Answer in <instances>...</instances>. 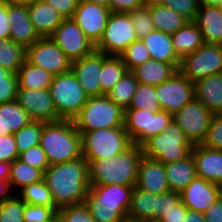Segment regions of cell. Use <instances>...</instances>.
Listing matches in <instances>:
<instances>
[{
    "label": "cell",
    "instance_id": "ac0fdd59",
    "mask_svg": "<svg viewBox=\"0 0 222 222\" xmlns=\"http://www.w3.org/2000/svg\"><path fill=\"white\" fill-rule=\"evenodd\" d=\"M107 57L103 52L94 50L89 55L72 61L71 71L88 97L105 95L101 91L99 75L102 69V62Z\"/></svg>",
    "mask_w": 222,
    "mask_h": 222
},
{
    "label": "cell",
    "instance_id": "f35d334b",
    "mask_svg": "<svg viewBox=\"0 0 222 222\" xmlns=\"http://www.w3.org/2000/svg\"><path fill=\"white\" fill-rule=\"evenodd\" d=\"M128 109H147L151 113L160 112L162 109L154 86L139 83Z\"/></svg>",
    "mask_w": 222,
    "mask_h": 222
},
{
    "label": "cell",
    "instance_id": "ee69618b",
    "mask_svg": "<svg viewBox=\"0 0 222 222\" xmlns=\"http://www.w3.org/2000/svg\"><path fill=\"white\" fill-rule=\"evenodd\" d=\"M18 76L0 67V104L16 100Z\"/></svg>",
    "mask_w": 222,
    "mask_h": 222
},
{
    "label": "cell",
    "instance_id": "7c38bea8",
    "mask_svg": "<svg viewBox=\"0 0 222 222\" xmlns=\"http://www.w3.org/2000/svg\"><path fill=\"white\" fill-rule=\"evenodd\" d=\"M25 59L53 76L71 70V60L51 37L39 38L31 46L26 48Z\"/></svg>",
    "mask_w": 222,
    "mask_h": 222
},
{
    "label": "cell",
    "instance_id": "6125c7cd",
    "mask_svg": "<svg viewBox=\"0 0 222 222\" xmlns=\"http://www.w3.org/2000/svg\"><path fill=\"white\" fill-rule=\"evenodd\" d=\"M163 0H141L144 7L162 4Z\"/></svg>",
    "mask_w": 222,
    "mask_h": 222
},
{
    "label": "cell",
    "instance_id": "3957f363",
    "mask_svg": "<svg viewBox=\"0 0 222 222\" xmlns=\"http://www.w3.org/2000/svg\"><path fill=\"white\" fill-rule=\"evenodd\" d=\"M40 146L50 165L82 157L81 135L73 120L44 122Z\"/></svg>",
    "mask_w": 222,
    "mask_h": 222
},
{
    "label": "cell",
    "instance_id": "a7ac6f4b",
    "mask_svg": "<svg viewBox=\"0 0 222 222\" xmlns=\"http://www.w3.org/2000/svg\"><path fill=\"white\" fill-rule=\"evenodd\" d=\"M47 222H59L58 214H56L52 219Z\"/></svg>",
    "mask_w": 222,
    "mask_h": 222
},
{
    "label": "cell",
    "instance_id": "003e7915",
    "mask_svg": "<svg viewBox=\"0 0 222 222\" xmlns=\"http://www.w3.org/2000/svg\"><path fill=\"white\" fill-rule=\"evenodd\" d=\"M9 2L18 3V4H31L38 0H8Z\"/></svg>",
    "mask_w": 222,
    "mask_h": 222
},
{
    "label": "cell",
    "instance_id": "9a60e30c",
    "mask_svg": "<svg viewBox=\"0 0 222 222\" xmlns=\"http://www.w3.org/2000/svg\"><path fill=\"white\" fill-rule=\"evenodd\" d=\"M51 38L71 62L81 59L95 50L94 43L85 36L72 18L64 19Z\"/></svg>",
    "mask_w": 222,
    "mask_h": 222
},
{
    "label": "cell",
    "instance_id": "2e32d148",
    "mask_svg": "<svg viewBox=\"0 0 222 222\" xmlns=\"http://www.w3.org/2000/svg\"><path fill=\"white\" fill-rule=\"evenodd\" d=\"M110 14L109 8L89 0H80L72 19L85 36L96 45L103 36Z\"/></svg>",
    "mask_w": 222,
    "mask_h": 222
},
{
    "label": "cell",
    "instance_id": "c3c4849f",
    "mask_svg": "<svg viewBox=\"0 0 222 222\" xmlns=\"http://www.w3.org/2000/svg\"><path fill=\"white\" fill-rule=\"evenodd\" d=\"M181 201L179 192L168 191L156 195V210H154V220H161L165 214L173 209Z\"/></svg>",
    "mask_w": 222,
    "mask_h": 222
},
{
    "label": "cell",
    "instance_id": "03108f58",
    "mask_svg": "<svg viewBox=\"0 0 222 222\" xmlns=\"http://www.w3.org/2000/svg\"><path fill=\"white\" fill-rule=\"evenodd\" d=\"M90 2L96 3L98 5L109 8V4L111 0H89Z\"/></svg>",
    "mask_w": 222,
    "mask_h": 222
},
{
    "label": "cell",
    "instance_id": "44dd1931",
    "mask_svg": "<svg viewBox=\"0 0 222 222\" xmlns=\"http://www.w3.org/2000/svg\"><path fill=\"white\" fill-rule=\"evenodd\" d=\"M135 186L156 195L170 191L164 164L143 155Z\"/></svg>",
    "mask_w": 222,
    "mask_h": 222
},
{
    "label": "cell",
    "instance_id": "db71d44e",
    "mask_svg": "<svg viewBox=\"0 0 222 222\" xmlns=\"http://www.w3.org/2000/svg\"><path fill=\"white\" fill-rule=\"evenodd\" d=\"M141 7V0H111L109 4V10L116 13H131Z\"/></svg>",
    "mask_w": 222,
    "mask_h": 222
},
{
    "label": "cell",
    "instance_id": "603a6c76",
    "mask_svg": "<svg viewBox=\"0 0 222 222\" xmlns=\"http://www.w3.org/2000/svg\"><path fill=\"white\" fill-rule=\"evenodd\" d=\"M30 21L40 38L51 37L65 19L45 0L28 4Z\"/></svg>",
    "mask_w": 222,
    "mask_h": 222
},
{
    "label": "cell",
    "instance_id": "7dc6e473",
    "mask_svg": "<svg viewBox=\"0 0 222 222\" xmlns=\"http://www.w3.org/2000/svg\"><path fill=\"white\" fill-rule=\"evenodd\" d=\"M174 10L188 21H195L199 10V0H163L162 4Z\"/></svg>",
    "mask_w": 222,
    "mask_h": 222
},
{
    "label": "cell",
    "instance_id": "277c9868",
    "mask_svg": "<svg viewBox=\"0 0 222 222\" xmlns=\"http://www.w3.org/2000/svg\"><path fill=\"white\" fill-rule=\"evenodd\" d=\"M134 186L90 185L85 203L94 222H118L128 214Z\"/></svg>",
    "mask_w": 222,
    "mask_h": 222
},
{
    "label": "cell",
    "instance_id": "ba28073f",
    "mask_svg": "<svg viewBox=\"0 0 222 222\" xmlns=\"http://www.w3.org/2000/svg\"><path fill=\"white\" fill-rule=\"evenodd\" d=\"M49 91L57 115L62 120H73L88 99L71 70L53 76Z\"/></svg>",
    "mask_w": 222,
    "mask_h": 222
},
{
    "label": "cell",
    "instance_id": "484cf974",
    "mask_svg": "<svg viewBox=\"0 0 222 222\" xmlns=\"http://www.w3.org/2000/svg\"><path fill=\"white\" fill-rule=\"evenodd\" d=\"M180 64H170L157 60H148L135 67L132 72L139 83L157 86L171 78L178 70Z\"/></svg>",
    "mask_w": 222,
    "mask_h": 222
},
{
    "label": "cell",
    "instance_id": "89a4df30",
    "mask_svg": "<svg viewBox=\"0 0 222 222\" xmlns=\"http://www.w3.org/2000/svg\"><path fill=\"white\" fill-rule=\"evenodd\" d=\"M143 222H161V221L160 220L150 219V220H144Z\"/></svg>",
    "mask_w": 222,
    "mask_h": 222
},
{
    "label": "cell",
    "instance_id": "f6af8a7d",
    "mask_svg": "<svg viewBox=\"0 0 222 222\" xmlns=\"http://www.w3.org/2000/svg\"><path fill=\"white\" fill-rule=\"evenodd\" d=\"M137 39H142L155 30L148 7H141L130 13Z\"/></svg>",
    "mask_w": 222,
    "mask_h": 222
},
{
    "label": "cell",
    "instance_id": "d6a6232c",
    "mask_svg": "<svg viewBox=\"0 0 222 222\" xmlns=\"http://www.w3.org/2000/svg\"><path fill=\"white\" fill-rule=\"evenodd\" d=\"M156 210V194L144 191L134 186L128 216L139 220L154 219Z\"/></svg>",
    "mask_w": 222,
    "mask_h": 222
},
{
    "label": "cell",
    "instance_id": "52a82bcc",
    "mask_svg": "<svg viewBox=\"0 0 222 222\" xmlns=\"http://www.w3.org/2000/svg\"><path fill=\"white\" fill-rule=\"evenodd\" d=\"M141 148L146 157L167 164L185 159L191 153L193 145L182 129L172 121L162 133L148 139Z\"/></svg>",
    "mask_w": 222,
    "mask_h": 222
},
{
    "label": "cell",
    "instance_id": "11a10c76",
    "mask_svg": "<svg viewBox=\"0 0 222 222\" xmlns=\"http://www.w3.org/2000/svg\"><path fill=\"white\" fill-rule=\"evenodd\" d=\"M11 24L8 19V0H0V39L10 38Z\"/></svg>",
    "mask_w": 222,
    "mask_h": 222
},
{
    "label": "cell",
    "instance_id": "83f0119b",
    "mask_svg": "<svg viewBox=\"0 0 222 222\" xmlns=\"http://www.w3.org/2000/svg\"><path fill=\"white\" fill-rule=\"evenodd\" d=\"M148 49L151 59L170 64H180L181 60L177 57L172 44L170 34L160 30H153L141 39Z\"/></svg>",
    "mask_w": 222,
    "mask_h": 222
},
{
    "label": "cell",
    "instance_id": "4316f807",
    "mask_svg": "<svg viewBox=\"0 0 222 222\" xmlns=\"http://www.w3.org/2000/svg\"><path fill=\"white\" fill-rule=\"evenodd\" d=\"M170 191L182 192L197 176L192 154L185 159L164 164Z\"/></svg>",
    "mask_w": 222,
    "mask_h": 222
},
{
    "label": "cell",
    "instance_id": "f907efd6",
    "mask_svg": "<svg viewBox=\"0 0 222 222\" xmlns=\"http://www.w3.org/2000/svg\"><path fill=\"white\" fill-rule=\"evenodd\" d=\"M19 159L43 172L50 166L46 154L40 144L28 148L19 154Z\"/></svg>",
    "mask_w": 222,
    "mask_h": 222
},
{
    "label": "cell",
    "instance_id": "d6986e66",
    "mask_svg": "<svg viewBox=\"0 0 222 222\" xmlns=\"http://www.w3.org/2000/svg\"><path fill=\"white\" fill-rule=\"evenodd\" d=\"M181 202L189 209L204 213L219 197L222 187L196 176L180 192Z\"/></svg>",
    "mask_w": 222,
    "mask_h": 222
},
{
    "label": "cell",
    "instance_id": "7a4b0ae2",
    "mask_svg": "<svg viewBox=\"0 0 222 222\" xmlns=\"http://www.w3.org/2000/svg\"><path fill=\"white\" fill-rule=\"evenodd\" d=\"M142 156V148L132 144L124 152L112 158L91 160L89 162L90 185L135 186Z\"/></svg>",
    "mask_w": 222,
    "mask_h": 222
},
{
    "label": "cell",
    "instance_id": "cb8c5ba5",
    "mask_svg": "<svg viewBox=\"0 0 222 222\" xmlns=\"http://www.w3.org/2000/svg\"><path fill=\"white\" fill-rule=\"evenodd\" d=\"M201 29L206 44H222V10L218 6L200 4L194 21Z\"/></svg>",
    "mask_w": 222,
    "mask_h": 222
},
{
    "label": "cell",
    "instance_id": "8992f818",
    "mask_svg": "<svg viewBox=\"0 0 222 222\" xmlns=\"http://www.w3.org/2000/svg\"><path fill=\"white\" fill-rule=\"evenodd\" d=\"M80 135L82 156L88 163L117 156L133 144L124 127L101 128Z\"/></svg>",
    "mask_w": 222,
    "mask_h": 222
},
{
    "label": "cell",
    "instance_id": "6f0895ef",
    "mask_svg": "<svg viewBox=\"0 0 222 222\" xmlns=\"http://www.w3.org/2000/svg\"><path fill=\"white\" fill-rule=\"evenodd\" d=\"M204 217L205 222H222V196L204 212Z\"/></svg>",
    "mask_w": 222,
    "mask_h": 222
},
{
    "label": "cell",
    "instance_id": "e575fe53",
    "mask_svg": "<svg viewBox=\"0 0 222 222\" xmlns=\"http://www.w3.org/2000/svg\"><path fill=\"white\" fill-rule=\"evenodd\" d=\"M127 71V67L119 56H108L102 62L99 75L101 91L106 95Z\"/></svg>",
    "mask_w": 222,
    "mask_h": 222
},
{
    "label": "cell",
    "instance_id": "b9f144b4",
    "mask_svg": "<svg viewBox=\"0 0 222 222\" xmlns=\"http://www.w3.org/2000/svg\"><path fill=\"white\" fill-rule=\"evenodd\" d=\"M26 203L16 196L0 203V222H24L23 213Z\"/></svg>",
    "mask_w": 222,
    "mask_h": 222
},
{
    "label": "cell",
    "instance_id": "836d02e7",
    "mask_svg": "<svg viewBox=\"0 0 222 222\" xmlns=\"http://www.w3.org/2000/svg\"><path fill=\"white\" fill-rule=\"evenodd\" d=\"M26 58V49L11 38L0 39V67L17 74Z\"/></svg>",
    "mask_w": 222,
    "mask_h": 222
},
{
    "label": "cell",
    "instance_id": "74e56055",
    "mask_svg": "<svg viewBox=\"0 0 222 222\" xmlns=\"http://www.w3.org/2000/svg\"><path fill=\"white\" fill-rule=\"evenodd\" d=\"M20 192V198L26 204L57 208L44 180L24 186Z\"/></svg>",
    "mask_w": 222,
    "mask_h": 222
},
{
    "label": "cell",
    "instance_id": "6da1fadb",
    "mask_svg": "<svg viewBox=\"0 0 222 222\" xmlns=\"http://www.w3.org/2000/svg\"><path fill=\"white\" fill-rule=\"evenodd\" d=\"M43 180L59 209L85 202L89 192V163L82 156L78 159L50 165L44 171Z\"/></svg>",
    "mask_w": 222,
    "mask_h": 222
},
{
    "label": "cell",
    "instance_id": "7402d4cb",
    "mask_svg": "<svg viewBox=\"0 0 222 222\" xmlns=\"http://www.w3.org/2000/svg\"><path fill=\"white\" fill-rule=\"evenodd\" d=\"M193 156L198 177L222 187V150L193 145Z\"/></svg>",
    "mask_w": 222,
    "mask_h": 222
},
{
    "label": "cell",
    "instance_id": "2644e50d",
    "mask_svg": "<svg viewBox=\"0 0 222 222\" xmlns=\"http://www.w3.org/2000/svg\"><path fill=\"white\" fill-rule=\"evenodd\" d=\"M218 7L222 10V0Z\"/></svg>",
    "mask_w": 222,
    "mask_h": 222
},
{
    "label": "cell",
    "instance_id": "94428289",
    "mask_svg": "<svg viewBox=\"0 0 222 222\" xmlns=\"http://www.w3.org/2000/svg\"><path fill=\"white\" fill-rule=\"evenodd\" d=\"M11 162L0 161V179L9 181Z\"/></svg>",
    "mask_w": 222,
    "mask_h": 222
},
{
    "label": "cell",
    "instance_id": "60d3db41",
    "mask_svg": "<svg viewBox=\"0 0 222 222\" xmlns=\"http://www.w3.org/2000/svg\"><path fill=\"white\" fill-rule=\"evenodd\" d=\"M128 71L151 59L150 53L141 39L133 41L119 56Z\"/></svg>",
    "mask_w": 222,
    "mask_h": 222
},
{
    "label": "cell",
    "instance_id": "680465c9",
    "mask_svg": "<svg viewBox=\"0 0 222 222\" xmlns=\"http://www.w3.org/2000/svg\"><path fill=\"white\" fill-rule=\"evenodd\" d=\"M183 222H205L204 213L188 209Z\"/></svg>",
    "mask_w": 222,
    "mask_h": 222
},
{
    "label": "cell",
    "instance_id": "4fadbf2b",
    "mask_svg": "<svg viewBox=\"0 0 222 222\" xmlns=\"http://www.w3.org/2000/svg\"><path fill=\"white\" fill-rule=\"evenodd\" d=\"M212 113L196 98L173 115V121L182 129L192 145L204 141Z\"/></svg>",
    "mask_w": 222,
    "mask_h": 222
},
{
    "label": "cell",
    "instance_id": "bcb514c9",
    "mask_svg": "<svg viewBox=\"0 0 222 222\" xmlns=\"http://www.w3.org/2000/svg\"><path fill=\"white\" fill-rule=\"evenodd\" d=\"M201 145L222 150V113L212 115L206 137Z\"/></svg>",
    "mask_w": 222,
    "mask_h": 222
},
{
    "label": "cell",
    "instance_id": "be15d7a7",
    "mask_svg": "<svg viewBox=\"0 0 222 222\" xmlns=\"http://www.w3.org/2000/svg\"><path fill=\"white\" fill-rule=\"evenodd\" d=\"M199 3L203 5L219 6L221 0H199Z\"/></svg>",
    "mask_w": 222,
    "mask_h": 222
},
{
    "label": "cell",
    "instance_id": "ab89813d",
    "mask_svg": "<svg viewBox=\"0 0 222 222\" xmlns=\"http://www.w3.org/2000/svg\"><path fill=\"white\" fill-rule=\"evenodd\" d=\"M43 121H31L25 127L14 132L18 154L28 148L40 144L41 133L43 131Z\"/></svg>",
    "mask_w": 222,
    "mask_h": 222
},
{
    "label": "cell",
    "instance_id": "91938a15",
    "mask_svg": "<svg viewBox=\"0 0 222 222\" xmlns=\"http://www.w3.org/2000/svg\"><path fill=\"white\" fill-rule=\"evenodd\" d=\"M10 188L11 185L9 181L0 179V203L10 199L13 196V194L9 193Z\"/></svg>",
    "mask_w": 222,
    "mask_h": 222
},
{
    "label": "cell",
    "instance_id": "f546056e",
    "mask_svg": "<svg viewBox=\"0 0 222 222\" xmlns=\"http://www.w3.org/2000/svg\"><path fill=\"white\" fill-rule=\"evenodd\" d=\"M31 121L29 114L16 100L0 104V136L13 134Z\"/></svg>",
    "mask_w": 222,
    "mask_h": 222
},
{
    "label": "cell",
    "instance_id": "30bf717a",
    "mask_svg": "<svg viewBox=\"0 0 222 222\" xmlns=\"http://www.w3.org/2000/svg\"><path fill=\"white\" fill-rule=\"evenodd\" d=\"M137 36L130 13L111 12L102 38L95 45V50L107 56H120Z\"/></svg>",
    "mask_w": 222,
    "mask_h": 222
},
{
    "label": "cell",
    "instance_id": "9c48e42d",
    "mask_svg": "<svg viewBox=\"0 0 222 222\" xmlns=\"http://www.w3.org/2000/svg\"><path fill=\"white\" fill-rule=\"evenodd\" d=\"M173 121V115L161 110L151 113L147 109H126L124 128L133 144L142 146L151 137L162 133Z\"/></svg>",
    "mask_w": 222,
    "mask_h": 222
},
{
    "label": "cell",
    "instance_id": "1f68e13d",
    "mask_svg": "<svg viewBox=\"0 0 222 222\" xmlns=\"http://www.w3.org/2000/svg\"><path fill=\"white\" fill-rule=\"evenodd\" d=\"M17 76L18 88L27 89H49L53 79V75L29 63L26 59L19 68Z\"/></svg>",
    "mask_w": 222,
    "mask_h": 222
},
{
    "label": "cell",
    "instance_id": "f1b7e54d",
    "mask_svg": "<svg viewBox=\"0 0 222 222\" xmlns=\"http://www.w3.org/2000/svg\"><path fill=\"white\" fill-rule=\"evenodd\" d=\"M171 39L173 49L180 60L204 44L201 29L194 21H188L171 35Z\"/></svg>",
    "mask_w": 222,
    "mask_h": 222
},
{
    "label": "cell",
    "instance_id": "e7e4bbea",
    "mask_svg": "<svg viewBox=\"0 0 222 222\" xmlns=\"http://www.w3.org/2000/svg\"><path fill=\"white\" fill-rule=\"evenodd\" d=\"M118 222H143V221L126 215L122 217Z\"/></svg>",
    "mask_w": 222,
    "mask_h": 222
},
{
    "label": "cell",
    "instance_id": "816d5d0a",
    "mask_svg": "<svg viewBox=\"0 0 222 222\" xmlns=\"http://www.w3.org/2000/svg\"><path fill=\"white\" fill-rule=\"evenodd\" d=\"M19 158L14 134L0 136V161L13 162Z\"/></svg>",
    "mask_w": 222,
    "mask_h": 222
},
{
    "label": "cell",
    "instance_id": "5bb4252c",
    "mask_svg": "<svg viewBox=\"0 0 222 222\" xmlns=\"http://www.w3.org/2000/svg\"><path fill=\"white\" fill-rule=\"evenodd\" d=\"M154 88L161 109L171 115L195 98L194 83L179 70L171 78Z\"/></svg>",
    "mask_w": 222,
    "mask_h": 222
},
{
    "label": "cell",
    "instance_id": "5b68a950",
    "mask_svg": "<svg viewBox=\"0 0 222 222\" xmlns=\"http://www.w3.org/2000/svg\"><path fill=\"white\" fill-rule=\"evenodd\" d=\"M125 111L107 95L88 97L80 113L73 119L80 133L96 129L124 127Z\"/></svg>",
    "mask_w": 222,
    "mask_h": 222
},
{
    "label": "cell",
    "instance_id": "7bdbcfd3",
    "mask_svg": "<svg viewBox=\"0 0 222 222\" xmlns=\"http://www.w3.org/2000/svg\"><path fill=\"white\" fill-rule=\"evenodd\" d=\"M57 214L59 222H94L85 202L61 207Z\"/></svg>",
    "mask_w": 222,
    "mask_h": 222
},
{
    "label": "cell",
    "instance_id": "8d00e7d4",
    "mask_svg": "<svg viewBox=\"0 0 222 222\" xmlns=\"http://www.w3.org/2000/svg\"><path fill=\"white\" fill-rule=\"evenodd\" d=\"M44 172L38 168L28 165L19 158L11 163L9 183L11 188L13 185L21 187L42 181Z\"/></svg>",
    "mask_w": 222,
    "mask_h": 222
},
{
    "label": "cell",
    "instance_id": "d590c367",
    "mask_svg": "<svg viewBox=\"0 0 222 222\" xmlns=\"http://www.w3.org/2000/svg\"><path fill=\"white\" fill-rule=\"evenodd\" d=\"M138 84L135 74L132 71H127L106 95L125 111L129 108Z\"/></svg>",
    "mask_w": 222,
    "mask_h": 222
},
{
    "label": "cell",
    "instance_id": "8fae6325",
    "mask_svg": "<svg viewBox=\"0 0 222 222\" xmlns=\"http://www.w3.org/2000/svg\"><path fill=\"white\" fill-rule=\"evenodd\" d=\"M179 71L191 82L222 72V44H206L185 56Z\"/></svg>",
    "mask_w": 222,
    "mask_h": 222
},
{
    "label": "cell",
    "instance_id": "9f6ffc18",
    "mask_svg": "<svg viewBox=\"0 0 222 222\" xmlns=\"http://www.w3.org/2000/svg\"><path fill=\"white\" fill-rule=\"evenodd\" d=\"M188 208L180 201L176 206L173 207L164 217L160 220L161 222H183Z\"/></svg>",
    "mask_w": 222,
    "mask_h": 222
},
{
    "label": "cell",
    "instance_id": "e0dca14e",
    "mask_svg": "<svg viewBox=\"0 0 222 222\" xmlns=\"http://www.w3.org/2000/svg\"><path fill=\"white\" fill-rule=\"evenodd\" d=\"M16 101L33 121L48 123L62 120L57 115L49 89L18 88Z\"/></svg>",
    "mask_w": 222,
    "mask_h": 222
},
{
    "label": "cell",
    "instance_id": "d4e9b609",
    "mask_svg": "<svg viewBox=\"0 0 222 222\" xmlns=\"http://www.w3.org/2000/svg\"><path fill=\"white\" fill-rule=\"evenodd\" d=\"M194 92L212 114L222 113V72L196 81Z\"/></svg>",
    "mask_w": 222,
    "mask_h": 222
},
{
    "label": "cell",
    "instance_id": "681fc988",
    "mask_svg": "<svg viewBox=\"0 0 222 222\" xmlns=\"http://www.w3.org/2000/svg\"><path fill=\"white\" fill-rule=\"evenodd\" d=\"M58 212V208H49L41 205H29L24 207V222H47Z\"/></svg>",
    "mask_w": 222,
    "mask_h": 222
},
{
    "label": "cell",
    "instance_id": "4dcf8cb0",
    "mask_svg": "<svg viewBox=\"0 0 222 222\" xmlns=\"http://www.w3.org/2000/svg\"><path fill=\"white\" fill-rule=\"evenodd\" d=\"M148 8L155 30H160L166 34H174L188 22L183 16L164 5H152Z\"/></svg>",
    "mask_w": 222,
    "mask_h": 222
},
{
    "label": "cell",
    "instance_id": "f5cc1de1",
    "mask_svg": "<svg viewBox=\"0 0 222 222\" xmlns=\"http://www.w3.org/2000/svg\"><path fill=\"white\" fill-rule=\"evenodd\" d=\"M65 19L72 18L80 0H45Z\"/></svg>",
    "mask_w": 222,
    "mask_h": 222
},
{
    "label": "cell",
    "instance_id": "ffe728a7",
    "mask_svg": "<svg viewBox=\"0 0 222 222\" xmlns=\"http://www.w3.org/2000/svg\"><path fill=\"white\" fill-rule=\"evenodd\" d=\"M8 19L11 24L10 38L25 49L40 38L30 21L27 4L8 1Z\"/></svg>",
    "mask_w": 222,
    "mask_h": 222
}]
</instances>
